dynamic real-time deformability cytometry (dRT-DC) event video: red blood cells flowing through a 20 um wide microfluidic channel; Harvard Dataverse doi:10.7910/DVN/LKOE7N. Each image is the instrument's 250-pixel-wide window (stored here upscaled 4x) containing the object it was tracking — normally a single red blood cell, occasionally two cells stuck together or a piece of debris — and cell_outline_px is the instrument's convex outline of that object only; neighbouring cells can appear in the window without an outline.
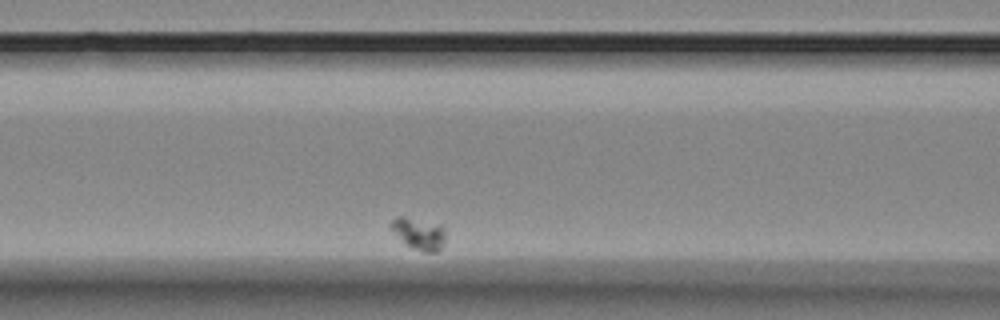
{"species": "Egyptian fruit bat (a non-hibernating species)", "species_latin": "Rousettus aegyptiacus", "temperature_condition": "room temperature", "stored_images_in_passage": 5, "camera_frame_rate_fps": 3000, "um_per_image_px": 0.085, "animal": {"sex": "female"}, "frame": {"image": 1, "passage_image": 5, "time_ms": 6.0, "image_size_px": [1000, 320], "cell_outline_px": [[444, 240], [440, 248], [436, 252], [424, 252], [412, 248], [404, 244], [388, 228], [388, 224], [396, 216], [404, 216], [440, 224], [444, 228]], "centroid_in_image_um": [35.53, 19.84], "position_along_channel_um": 131.1, "area_um2": 10.35}}